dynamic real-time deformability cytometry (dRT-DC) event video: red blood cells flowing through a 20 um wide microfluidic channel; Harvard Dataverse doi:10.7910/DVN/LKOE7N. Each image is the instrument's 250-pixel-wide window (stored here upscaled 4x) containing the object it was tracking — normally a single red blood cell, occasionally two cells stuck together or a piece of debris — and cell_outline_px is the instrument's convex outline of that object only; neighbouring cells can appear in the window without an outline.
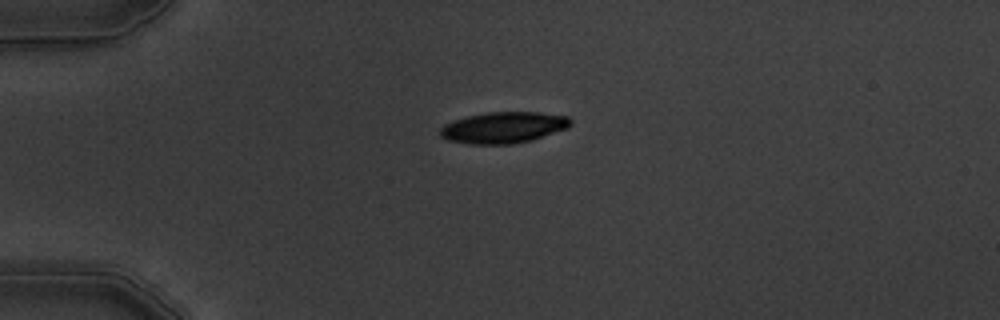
{"species": "common noctule bat (a hibernating species)", "species_latin": "Nyctalus noctula", "temperature_condition": "warm", "stored_images_in_passage": 3, "camera_frame_rate_fps": 3000, "um_per_image_px": 0.085, "animal": {"sex": "male", "body_mass_g": 19.5, "forearm_length_mm": 54.6}, "frame": {"image": 1, "passage_image": 1, "time_ms": 0.0, "image_size_px": [1000, 320], "cell_outline_px": [[572, 124], [568, 128], [532, 140], [512, 144], [468, 144], [448, 140], [440, 136], [440, 128], [444, 124], [452, 120], [468, 116], [488, 112], [540, 112], [568, 116], [572, 120]], "centroid_in_image_um": [42.81, 10.84], "position_along_channel_um": 42.2, "area_um2": 23.93}}
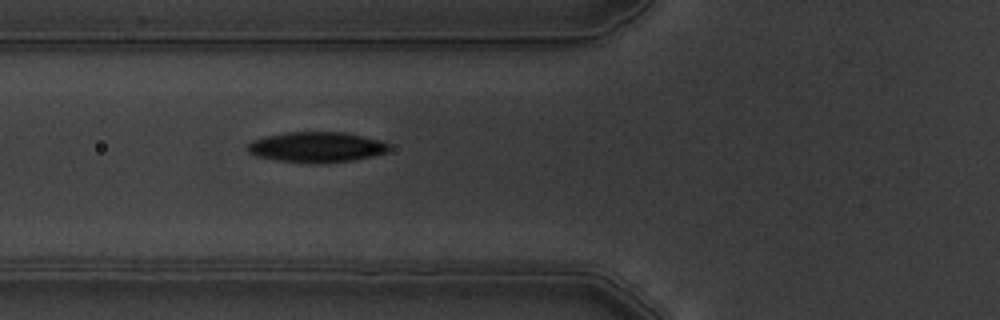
{"frame": {"image": 2, "passage_image": 3, "time_ms": 2.333, "image_size_px": [1000, 320], "cell_outline_px": [[388, 152], [372, 156], [352, 160], [320, 164], [276, 160], [256, 156], [248, 152], [248, 144], [252, 140], [264, 136], [284, 132], [344, 132], [380, 140], [388, 144]], "centroid_in_image_um": [26.87, 12.5], "position_along_channel_um": 98.9, "area_um2": 25.09}}